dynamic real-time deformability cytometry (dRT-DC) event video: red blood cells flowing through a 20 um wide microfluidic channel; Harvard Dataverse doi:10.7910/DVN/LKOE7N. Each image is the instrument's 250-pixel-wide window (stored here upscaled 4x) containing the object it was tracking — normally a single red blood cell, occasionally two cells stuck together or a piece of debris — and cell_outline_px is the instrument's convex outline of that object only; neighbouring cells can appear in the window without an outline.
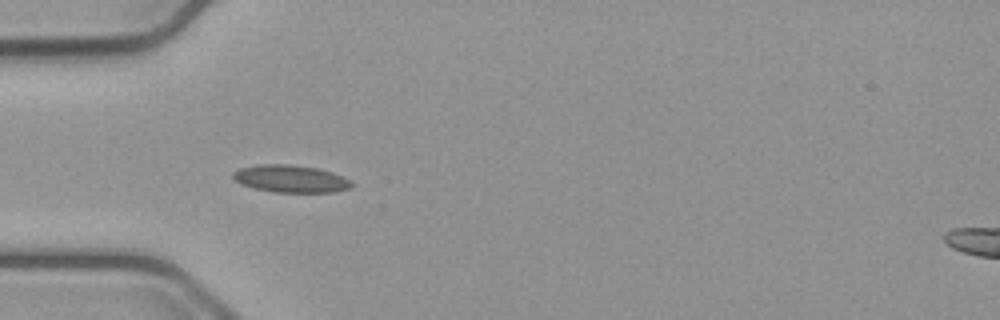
{"species": "common noctule bat (a hibernating species)", "species_latin": "Nyctalus noctula", "temperature_condition": "cold", "stored_images_in_passage": 39, "camera_frame_rate_fps": 3000, "um_per_image_px": 0.085, "animal": {"sex": "male", "body_mass_g": 23.1, "forearm_length_mm": 52.7}, "frame": {"image": 1, "passage_image": 1, "time_ms": 0.0, "image_size_px": [1000, 320], "cell_outline_px": [[356, 184], [352, 188], [336, 192], [272, 192], [240, 184], [232, 176], [232, 172], [240, 168], [256, 164], [292, 164], [316, 168], [332, 172], [352, 180]], "centroid_in_image_um": [24.75, 15.19], "position_along_channel_um": 60.2, "area_um2": 19.19}}
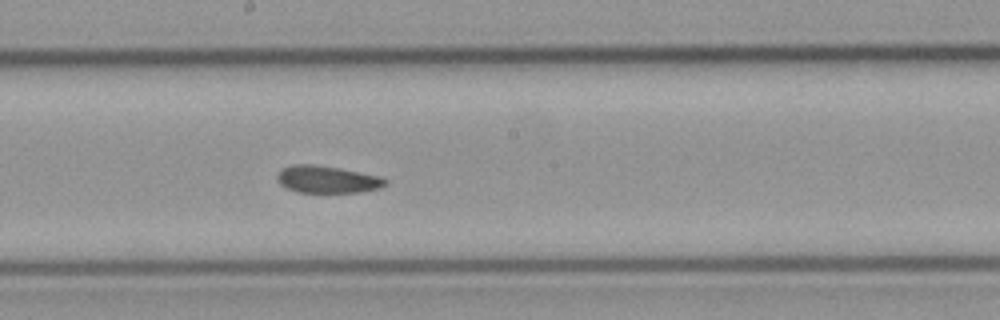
{"frame": {"image": 2, "passage_image": 14, "time_ms": 4.333, "image_size_px": [1000, 320], "cell_outline_px": [[388, 184], [380, 188], [360, 192], [296, 192], [280, 184], [276, 180], [276, 176], [280, 168], [292, 164], [316, 164], [340, 168], [380, 176], [388, 180]], "centroid_in_image_um": [27.8, 15.24], "position_along_channel_um": 220.4, "area_um2": 17.4}}
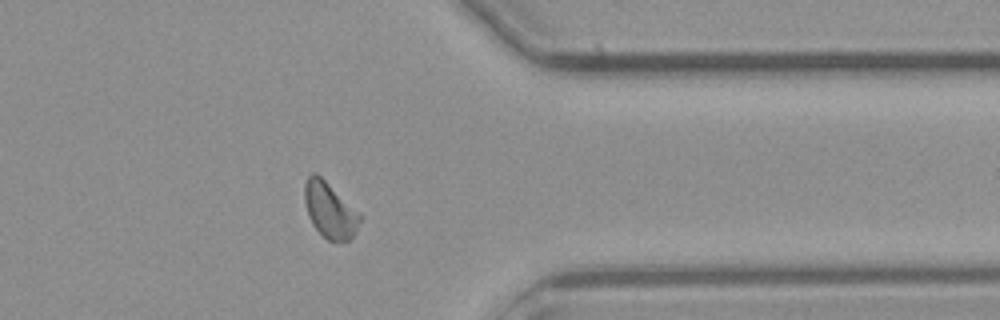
{"frame": {"image": 3, "passage_image": 28, "time_ms": 9.0, "image_size_px": [1000, 320], "cell_outline_px": [[360, 220], [356, 232], [348, 240], [328, 240], [312, 224], [308, 216], [304, 200], [304, 184], [308, 176], [312, 172], [316, 172], [360, 216]], "centroid_in_image_um": [27.97, 17.85], "position_along_channel_um": 383.4, "area_um2": 17.17}, "authors_computed_cell_mechanics": {"area_um2": 17.5712, "velocity_mm_per_s": 3.7483, "shape_relaxation_time_tau1_ms": null, "shape_relaxation_time_tau2_ms": 4.9719, "deformation_change_tau1": null, "deformation_change_tau2": 0.0863}}